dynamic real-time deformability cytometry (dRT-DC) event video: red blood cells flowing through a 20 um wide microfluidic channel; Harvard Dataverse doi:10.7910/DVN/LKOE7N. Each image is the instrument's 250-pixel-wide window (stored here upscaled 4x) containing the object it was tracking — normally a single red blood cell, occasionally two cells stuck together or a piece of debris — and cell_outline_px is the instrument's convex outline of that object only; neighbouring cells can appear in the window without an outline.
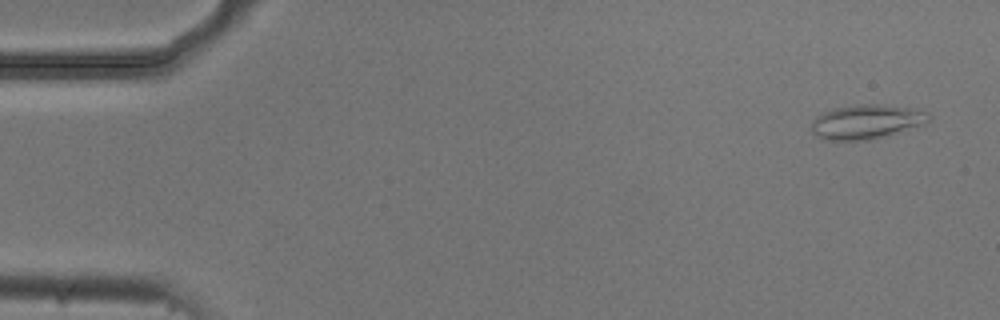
{"species": "common noctule bat (a hibernating species)", "species_latin": "Nyctalus noctula", "temperature_condition": "cold", "stored_images_in_passage": 5, "camera_frame_rate_fps": 3000, "um_per_image_px": 0.085, "animal": {"sex": "male", "body_mass_g": 20.5, "forearm_length_mm": 52.5}, "frame": {"image": 1, "passage_image": 1, "time_ms": 0.0, "image_size_px": [1000, 320], "cell_outline_px": [[928, 120], [924, 124], [868, 140], [824, 140], [816, 136], [812, 132], [812, 120], [816, 116], [832, 108], [868, 104], [876, 104], [912, 108], [928, 112]], "centroid_in_image_um": [73.59, 10.35], "position_along_channel_um": 11.4, "area_um2": 23.06}}